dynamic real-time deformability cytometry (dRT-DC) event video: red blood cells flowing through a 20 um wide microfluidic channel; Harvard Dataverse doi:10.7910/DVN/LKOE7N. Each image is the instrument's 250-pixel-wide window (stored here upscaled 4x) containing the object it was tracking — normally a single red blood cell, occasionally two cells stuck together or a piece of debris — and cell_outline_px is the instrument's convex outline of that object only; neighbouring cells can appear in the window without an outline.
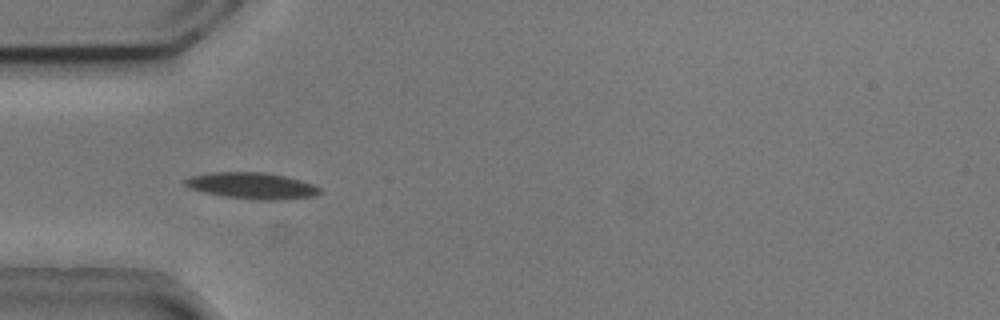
{"species": "common noctule bat (a hibernating species)", "species_latin": "Nyctalus noctula", "temperature_condition": "cold", "stored_images_in_passage": 8, "camera_frame_rate_fps": 3000, "um_per_image_px": 0.085, "animal": {"sex": "male", "body_mass_g": 20.5, "forearm_length_mm": 52.5}, "frame": {"image": 1, "passage_image": 4, "time_ms": 1.0, "image_size_px": [1000, 320], "cell_outline_px": [[324, 192], [312, 196], [280, 200], [256, 200], [224, 196], [188, 188], [180, 180], [192, 176], [212, 172], [264, 172], [284, 176], [300, 180], [312, 184], [320, 188]], "centroid_in_image_um": [21.4, 15.78], "position_along_channel_um": 63.6, "area_um2": 20.69}}
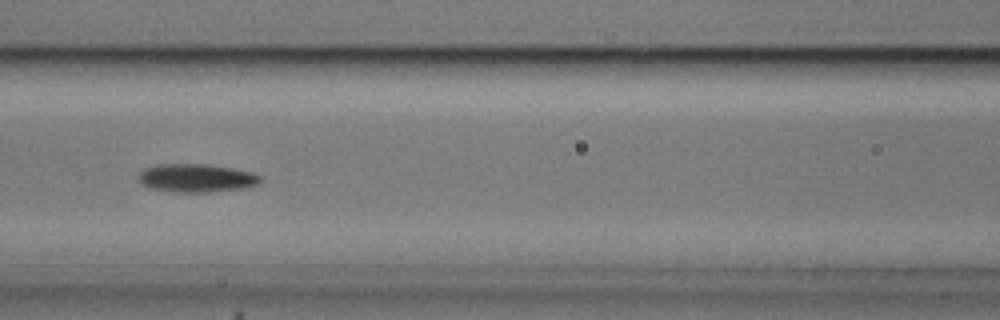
{"frame": {"image": 2, "passage_image": 6, "time_ms": 1.667, "image_size_px": [1000, 320], "cell_outline_px": [[264, 180], [256, 184], [244, 188], [208, 192], [172, 192], [152, 188], [140, 184], [140, 172], [144, 168], [160, 164], [208, 164], [232, 168], [252, 172], [260, 176]], "centroid_in_image_um": [16.71, 15.13], "position_along_channel_um": 149.9, "area_um2": 20.06}}
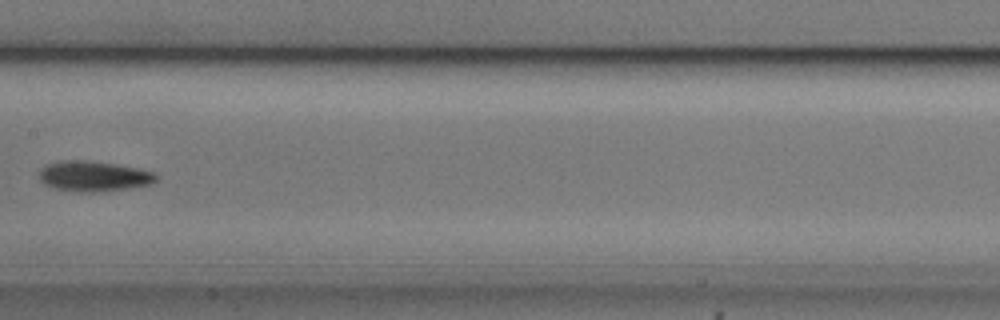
{"frame": {"image": 3, "passage_image": 7, "time_ms": 2.0, "image_size_px": [1000, 320], "cell_outline_px": [[156, 180], [152, 184], [124, 188], [92, 192], [76, 192], [52, 188], [44, 184], [40, 180], [40, 168], [48, 164], [60, 160], [84, 160], [116, 164], [156, 172]], "centroid_in_image_um": [7.92, 14.97], "position_along_channel_um": 199.5, "area_um2": 20.58}}